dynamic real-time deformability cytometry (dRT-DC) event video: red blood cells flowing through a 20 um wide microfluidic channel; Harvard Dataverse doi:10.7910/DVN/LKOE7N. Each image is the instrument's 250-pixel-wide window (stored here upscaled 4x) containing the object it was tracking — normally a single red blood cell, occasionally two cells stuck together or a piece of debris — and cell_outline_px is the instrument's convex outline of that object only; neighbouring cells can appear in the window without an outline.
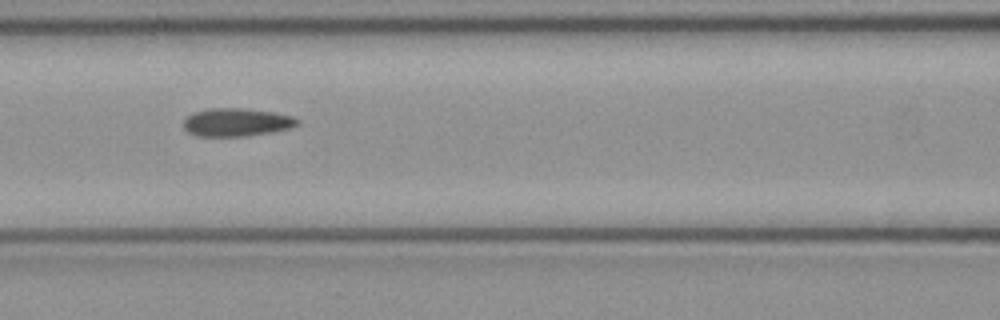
{"species": "common noctule bat (a hibernating species)", "species_latin": "Nyctalus noctula", "temperature_condition": "cold", "stored_images_in_passage": 9, "camera_frame_rate_fps": 3000, "um_per_image_px": 0.085, "animal": {"sex": "female", "body_mass_g": 21.9}, "frame": {"image": 1, "passage_image": 7, "time_ms": 2.0, "image_size_px": [1000, 320], "cell_outline_px": [[300, 124], [292, 128], [272, 132], [248, 136], [196, 136], [188, 132], [184, 128], [184, 120], [192, 112], [208, 108], [240, 108], [272, 112], [292, 116], [300, 120]], "centroid_in_image_um": [20.12, 10.39], "position_along_channel_um": 146.5, "area_um2": 18.79}}
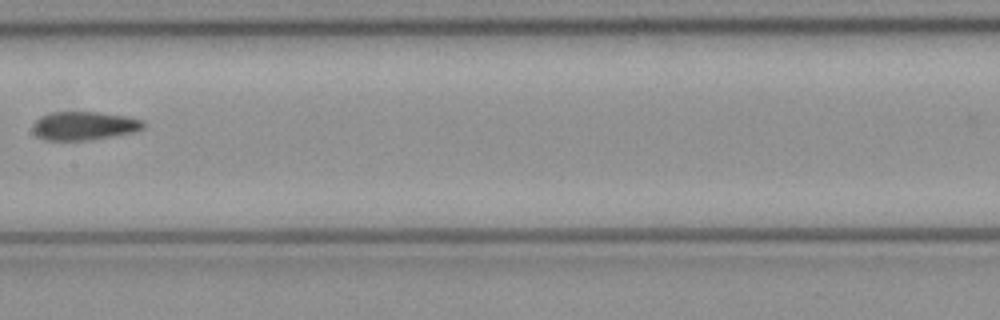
{"frame": {"image": 2, "passage_image": 8, "time_ms": 2.333, "image_size_px": [1000, 320], "cell_outline_px": [[144, 128], [132, 132], [88, 140], [44, 140], [36, 136], [32, 132], [32, 124], [40, 116], [52, 112], [100, 112], [128, 116], [144, 120]], "centroid_in_image_um": [7.11, 10.68], "position_along_channel_um": 200.3, "area_um2": 18.5}}
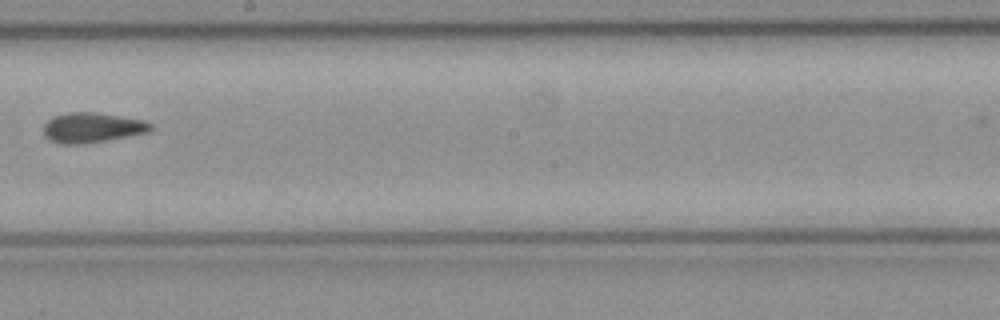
{"frame": {"image": 3, "passage_image": 9, "time_ms": 2.667, "image_size_px": [1000, 320], "cell_outline_px": [[152, 128], [148, 132], [88, 144], [60, 144], [48, 140], [44, 136], [44, 124], [52, 116], [68, 112], [96, 112], [144, 120], [152, 124]], "centroid_in_image_um": [7.79, 10.85], "position_along_channel_um": 240.4, "area_um2": 18.96}}